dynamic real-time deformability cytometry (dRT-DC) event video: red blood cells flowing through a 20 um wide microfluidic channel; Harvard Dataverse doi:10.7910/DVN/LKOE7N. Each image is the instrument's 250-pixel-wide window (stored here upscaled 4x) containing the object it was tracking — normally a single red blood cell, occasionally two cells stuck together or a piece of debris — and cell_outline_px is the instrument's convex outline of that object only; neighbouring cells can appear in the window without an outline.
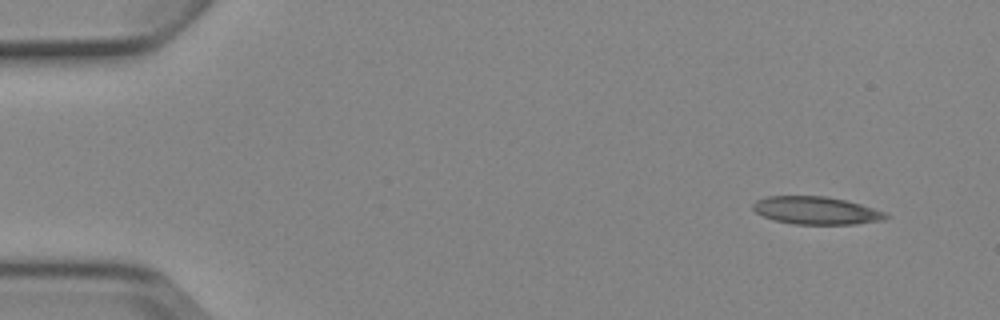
{"species": "Egyptian fruit bat (a non-hibernating species)", "species_latin": "Rousettus aegyptiacus", "temperature_condition": "cold", "stored_images_in_passage": 4, "camera_frame_rate_fps": 3000, "um_per_image_px": 0.085, "animal": {"sex": "female"}, "frame": {"image": 1, "passage_image": 1, "time_ms": 0.0, "image_size_px": [1000, 320], "cell_outline_px": [[892, 216], [884, 220], [856, 224], [796, 224], [772, 220], [756, 212], [752, 208], [752, 204], [756, 200], [764, 196], [824, 196], [844, 200], [860, 204], [888, 212]], "centroid_in_image_um": [69.4, 17.89], "position_along_channel_um": 15.6, "area_um2": 21.68}}
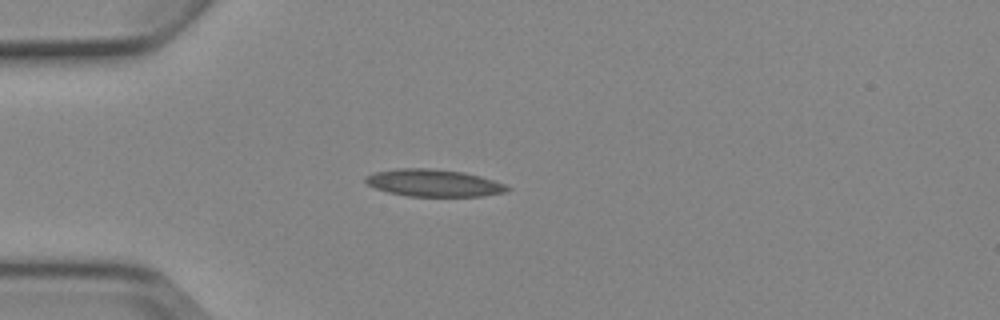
{"frame": {"image": 2, "passage_image": 4, "time_ms": 3.333, "image_size_px": [1000, 320], "cell_outline_px": [[512, 188], [504, 192], [480, 196], [408, 196], [388, 192], [376, 188], [368, 184], [364, 180], [364, 176], [376, 172], [396, 168], [432, 168], [464, 172], [480, 176], [504, 184]], "centroid_in_image_um": [36.84, 15.54], "position_along_channel_um": 48.2, "area_um2": 22.37}}